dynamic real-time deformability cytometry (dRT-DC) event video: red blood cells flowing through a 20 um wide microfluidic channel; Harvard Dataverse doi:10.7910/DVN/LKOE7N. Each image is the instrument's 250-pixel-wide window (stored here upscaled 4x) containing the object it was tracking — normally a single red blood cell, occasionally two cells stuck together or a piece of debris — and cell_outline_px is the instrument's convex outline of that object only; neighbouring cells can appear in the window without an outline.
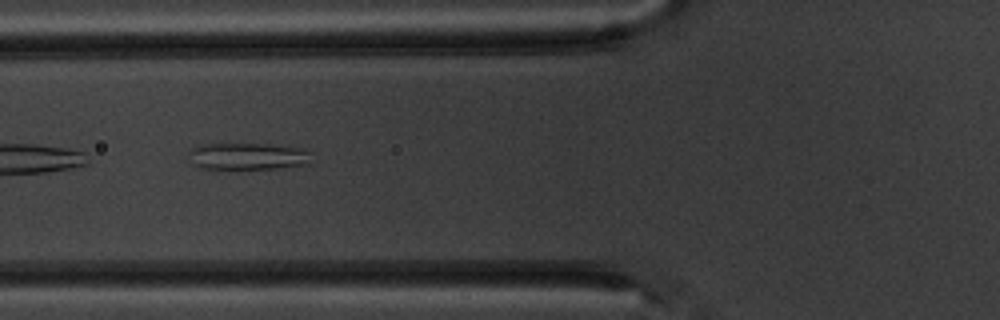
{"species": "common noctule bat (a hibernating species)", "species_latin": "Nyctalus noctula", "temperature_condition": "warm", "stored_images_in_passage": 8, "camera_frame_rate_fps": 3000, "um_per_image_px": 0.085, "animal": {"sex": "male", "body_mass_g": 20.1, "forearm_length_mm": 53.5}, "frame": {"image": 1, "passage_image": 4, "time_ms": 3.333, "image_size_px": [1000, 320], "cell_outline_px": [[312, 164], [276, 168], [236, 172], [224, 172], [200, 168], [192, 164], [188, 152], [192, 148], [200, 144], [272, 144], [308, 148]], "centroid_in_image_um": [21.05, 13.34], "position_along_channel_um": 104.8, "area_um2": 20.69}}